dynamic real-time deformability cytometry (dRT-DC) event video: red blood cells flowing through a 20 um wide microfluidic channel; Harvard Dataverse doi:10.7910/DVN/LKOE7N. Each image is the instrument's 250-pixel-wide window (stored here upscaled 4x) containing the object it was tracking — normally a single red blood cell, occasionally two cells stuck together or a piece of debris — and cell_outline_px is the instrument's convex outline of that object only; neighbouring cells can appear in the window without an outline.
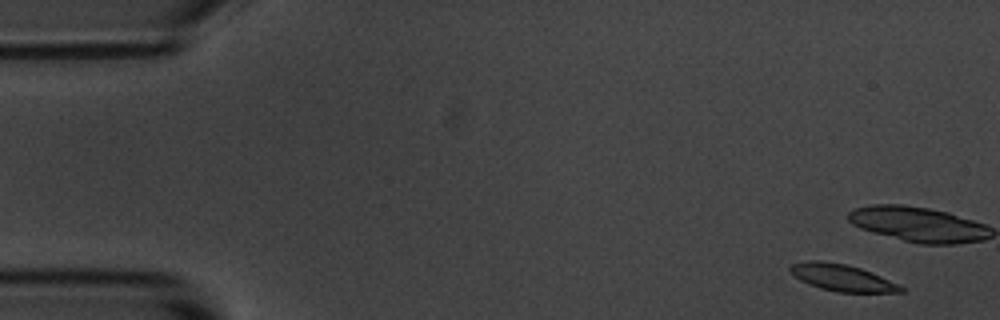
{"species": "common noctule bat (a hibernating species)", "species_latin": "Nyctalus noctula", "temperature_condition": "room temperature", "stored_images_in_passage": 10, "camera_frame_rate_fps": 3000, "um_per_image_px": 0.085, "animal": {"sex": "male", "body_mass_g": 20.1, "forearm_length_mm": 53.5}, "frame": {"image": 1, "passage_image": 1, "time_ms": 0.0, "image_size_px": [1000, 320], "cell_outline_px": [[904, 292], [836, 292], [820, 288], [808, 284], [800, 280], [788, 272], [788, 268], [792, 264], [808, 260], [820, 260], [848, 264], [860, 268], [880, 276], [904, 288]], "centroid_in_image_um": [71.49, 23.59], "position_along_channel_um": 13.5, "area_um2": 17.22}}
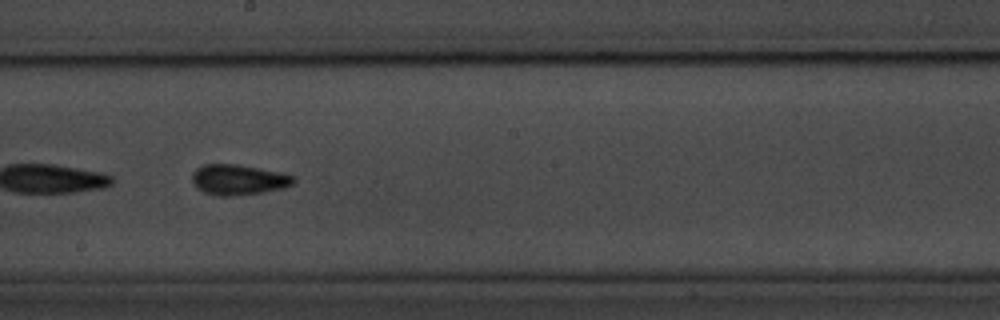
{"frame": {"image": 2, "passage_image": 9, "time_ms": 10.0, "image_size_px": [1000, 320], "cell_outline_px": [[296, 180], [292, 184], [284, 188], [264, 192], [236, 196], [216, 196], [204, 192], [192, 180], [192, 172], [196, 168], [204, 164], [236, 164], [280, 172], [296, 176]], "centroid_in_image_um": [20.29, 15.28], "position_along_channel_um": 227.9, "area_um2": 18.03}}